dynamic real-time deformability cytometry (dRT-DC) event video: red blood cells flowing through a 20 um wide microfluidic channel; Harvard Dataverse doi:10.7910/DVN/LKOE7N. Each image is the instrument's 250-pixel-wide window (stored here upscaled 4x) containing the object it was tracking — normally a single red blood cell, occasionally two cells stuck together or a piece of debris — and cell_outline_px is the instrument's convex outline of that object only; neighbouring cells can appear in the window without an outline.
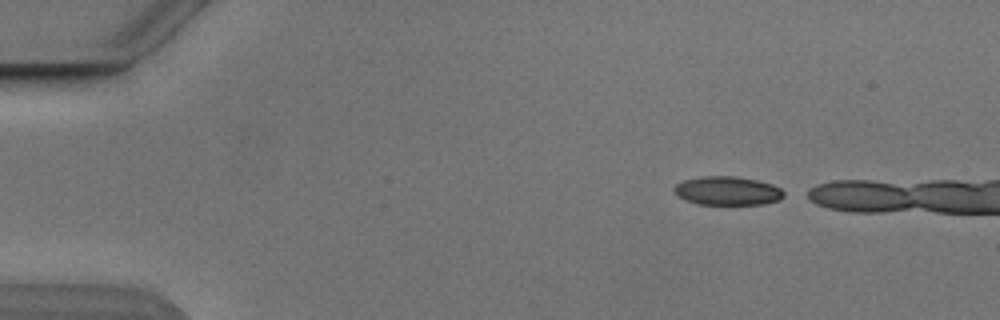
{"species": "Egyptian fruit bat (a non-hibernating species)", "species_latin": "Rousettus aegyptiacus", "temperature_condition": "cold", "stored_images_in_passage": 3, "camera_frame_rate_fps": 3000, "um_per_image_px": 0.085, "animal": {"sex": "male"}, "frame": {"image": 1, "passage_image": 1, "time_ms": 0.0, "image_size_px": [1000, 320], "cell_outline_px": [[784, 196], [780, 200], [760, 204], [696, 204], [680, 196], [672, 188], [676, 184], [684, 180], [704, 176], [732, 176], [756, 180], [772, 184], [780, 188], [784, 192]], "centroid_in_image_um": [61.85, 16.21], "position_along_channel_um": 23.1, "area_um2": 18.09}}